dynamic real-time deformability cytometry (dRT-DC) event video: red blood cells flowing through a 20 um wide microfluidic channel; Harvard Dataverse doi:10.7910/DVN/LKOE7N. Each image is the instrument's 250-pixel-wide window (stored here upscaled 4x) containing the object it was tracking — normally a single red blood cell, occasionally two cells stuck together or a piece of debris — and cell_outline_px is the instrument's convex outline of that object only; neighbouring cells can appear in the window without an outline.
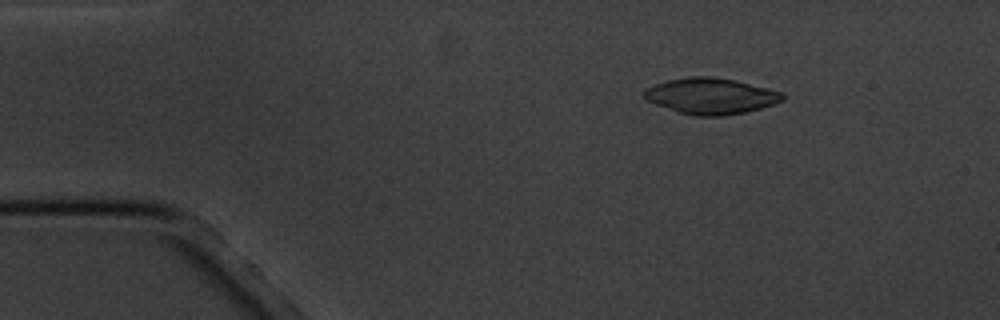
{"species": "common noctule bat (a hibernating species)", "species_latin": "Nyctalus noctula", "temperature_condition": "cold", "stored_images_in_passage": 5, "camera_frame_rate_fps": 3000, "um_per_image_px": 0.085, "animal": {"sex": "male", "body_mass_g": 20.1, "forearm_length_mm": 53.5}, "frame": {"image": 1, "passage_image": 5, "time_ms": 4.667, "image_size_px": [1000, 320], "cell_outline_px": [[784, 100], [760, 108], [744, 112], [724, 116], [696, 116], [680, 112], [656, 104], [648, 100], [644, 96], [644, 92], [648, 88], [656, 84], [668, 80], [688, 76], [712, 76], [736, 80], [784, 92]], "centroid_in_image_um": [60.46, 8.15], "position_along_channel_um": 24.5, "area_um2": 28.84}}